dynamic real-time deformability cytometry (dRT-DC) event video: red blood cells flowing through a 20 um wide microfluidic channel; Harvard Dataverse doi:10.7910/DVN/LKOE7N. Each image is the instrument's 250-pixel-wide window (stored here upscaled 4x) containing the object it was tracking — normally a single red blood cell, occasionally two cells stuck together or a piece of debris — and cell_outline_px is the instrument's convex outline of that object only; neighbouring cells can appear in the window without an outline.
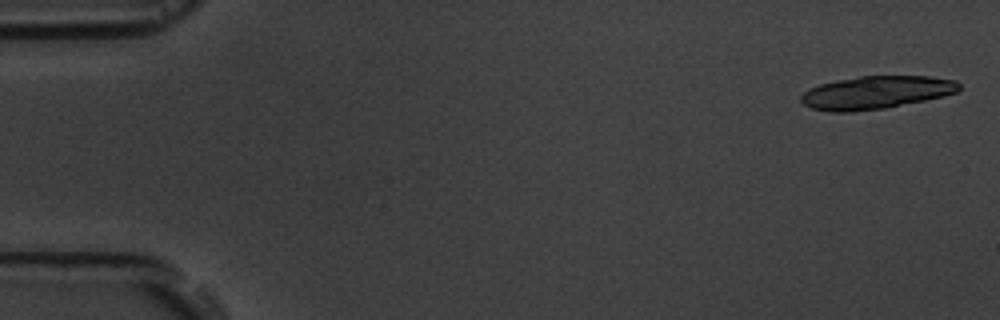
{"species": "common noctule bat (a hibernating species)", "species_latin": "Nyctalus noctula", "temperature_condition": "room temperature", "stored_images_in_passage": 4, "camera_frame_rate_fps": 3000, "um_per_image_px": 0.085, "animal": {"sex": "male", "body_mass_g": 19.5, "forearm_length_mm": 54.6}, "frame": {"image": 1, "passage_image": 1, "time_ms": 0.0, "image_size_px": [1000, 320], "cell_outline_px": [[960, 88], [956, 92], [924, 100], [884, 108], [848, 112], [832, 112], [812, 108], [804, 104], [800, 100], [800, 96], [808, 88], [820, 84], [836, 80], [860, 76], [928, 76], [956, 80], [960, 84]], "centroid_in_image_um": [74.42, 7.85], "position_along_channel_um": 10.6, "area_um2": 30.11}}